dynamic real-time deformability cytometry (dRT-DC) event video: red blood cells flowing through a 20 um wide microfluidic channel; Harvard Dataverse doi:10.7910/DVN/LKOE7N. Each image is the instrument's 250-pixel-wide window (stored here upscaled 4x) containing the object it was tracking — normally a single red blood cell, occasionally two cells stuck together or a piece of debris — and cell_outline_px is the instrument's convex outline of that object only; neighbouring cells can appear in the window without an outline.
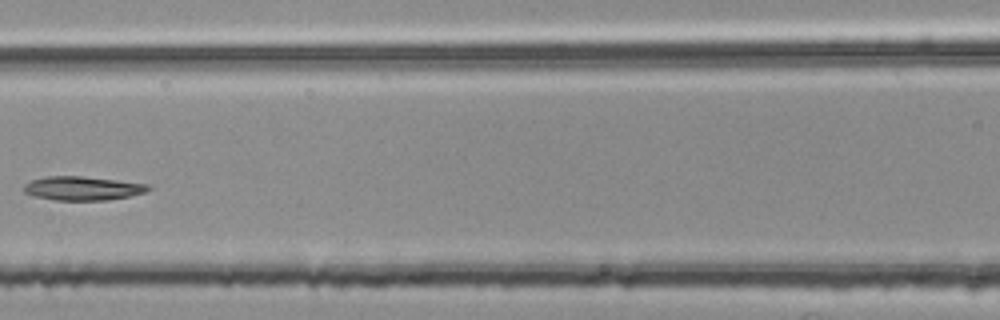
{"species": "common noctule bat (a hibernating species)", "species_latin": "Nyctalus noctula", "temperature_condition": "room temperature", "stored_images_in_passage": 5, "camera_frame_rate_fps": 3000, "um_per_image_px": 0.085, "animal": {"sex": "female", "body_mass_g": 25.1}, "frame": {"image": 1, "passage_image": 5, "time_ms": 1.333, "image_size_px": [1000, 320], "cell_outline_px": [[152, 188], [144, 192], [128, 196], [108, 200], [56, 200], [32, 196], [24, 192], [24, 184], [32, 180], [44, 176], [80, 176], [116, 180], [148, 184]], "centroid_in_image_um": [6.98, 16.0], "position_along_channel_um": 159.6, "area_um2": 17.22}}